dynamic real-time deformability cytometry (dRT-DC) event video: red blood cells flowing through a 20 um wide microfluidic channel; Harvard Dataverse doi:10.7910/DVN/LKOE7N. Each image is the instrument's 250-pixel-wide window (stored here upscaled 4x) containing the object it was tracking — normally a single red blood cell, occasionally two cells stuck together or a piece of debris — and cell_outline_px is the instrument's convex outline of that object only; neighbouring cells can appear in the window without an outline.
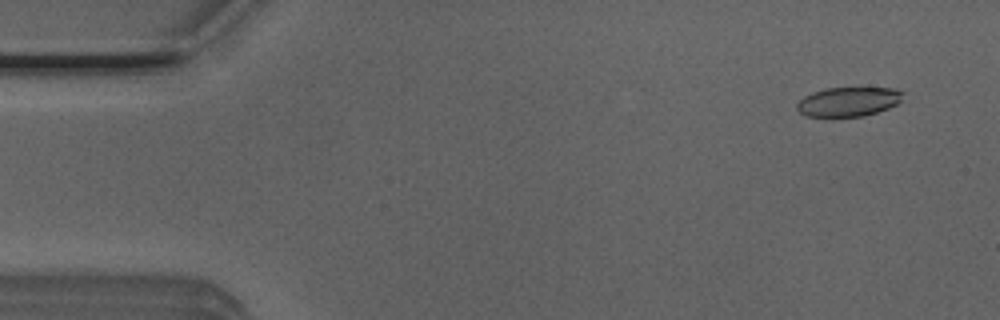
{"species": "Egyptian fruit bat (a non-hibernating species)", "species_latin": "Rousettus aegyptiacus", "temperature_condition": "room temperature", "stored_images_in_passage": 52, "camera_frame_rate_fps": 3000, "um_per_image_px": 0.085, "animal": {"sex": "male"}, "frame": {"image": 1, "passage_image": 4, "time_ms": 1.0, "image_size_px": [1000, 320], "cell_outline_px": [[904, 92], [900, 100], [896, 104], [888, 108], [864, 116], [808, 116], [800, 112], [796, 108], [796, 104], [804, 96], [812, 92], [824, 88], [896, 88]], "centroid_in_image_um": [72.11, 8.63], "position_along_channel_um": 12.9, "area_um2": 17.98}}
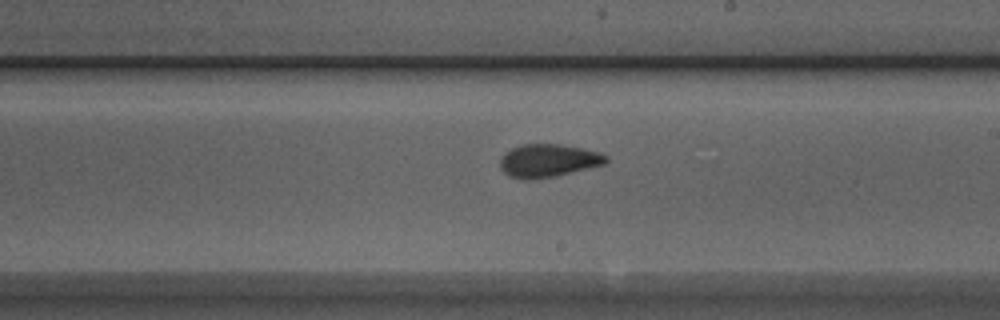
{"frame": {"image": 2, "passage_image": 30, "time_ms": 9.667, "image_size_px": [1000, 320], "cell_outline_px": [[608, 160], [604, 164], [556, 176], [532, 180], [524, 180], [508, 176], [500, 168], [500, 156], [504, 152], [520, 144], [560, 144], [600, 152], [608, 156]], "centroid_in_image_um": [46.55, 13.66], "position_along_channel_um": 242.4, "area_um2": 20.58}}
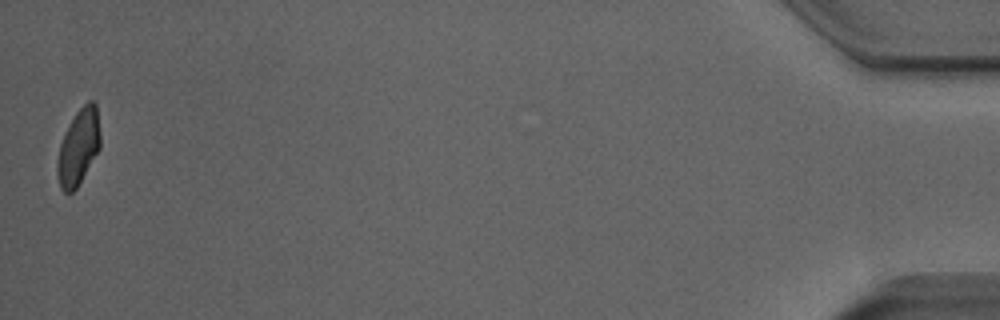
{"frame": {"image": 3, "passage_image": 52, "time_ms": 17.0, "image_size_px": [1000, 320], "cell_outline_px": [[100, 148], [76, 188], [72, 192], [64, 192], [60, 188], [56, 176], [56, 164], [60, 144], [64, 132], [76, 112], [88, 100], [92, 100], [96, 104], [100, 136]], "centroid_in_image_um": [6.65, 12.51], "position_along_channel_um": 428.6, "area_um2": 18.96}, "authors_computed_cell_mechanics": {"area_um2": 19.7965, "velocity_mm_per_s": 3.9251, "shape_relaxation_time_tau1_ms": 6.9792, "shape_relaxation_time_tau2_ms": 2.0883, "deformation_change_tau1": 0.1913, "deformation_change_tau2": 0.0567}}